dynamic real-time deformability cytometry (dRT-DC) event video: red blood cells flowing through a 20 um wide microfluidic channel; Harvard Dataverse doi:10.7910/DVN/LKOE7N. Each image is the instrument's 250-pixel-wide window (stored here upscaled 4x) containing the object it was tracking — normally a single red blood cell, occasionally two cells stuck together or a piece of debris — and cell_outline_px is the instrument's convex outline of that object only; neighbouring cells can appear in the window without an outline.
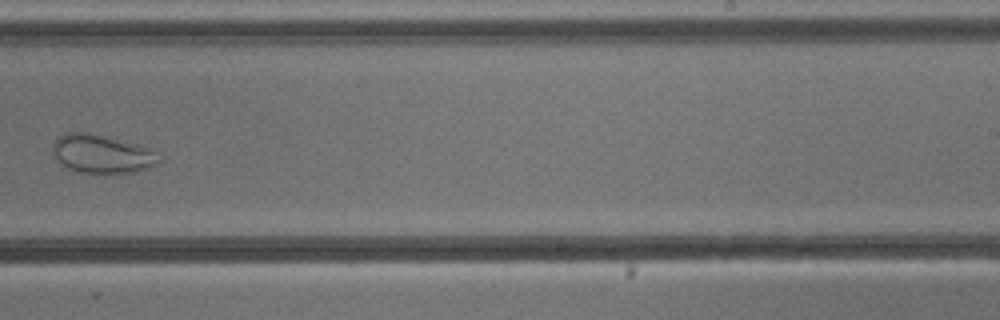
{"species": "common noctule bat (a hibernating species)", "species_latin": "Nyctalus noctula", "temperature_condition": "cold", "stored_images_in_passage": 10, "camera_frame_rate_fps": 3000, "um_per_image_px": 0.085, "animal": {"sex": "male", "body_mass_g": 13.3}, "frame": {"image": 1, "passage_image": 9, "time_ms": 10.333, "image_size_px": [1000, 320], "cell_outline_px": [[160, 160], [156, 164], [132, 172], [72, 172], [64, 168], [60, 164], [52, 152], [52, 144], [56, 136], [64, 132], [88, 132], [136, 144], [144, 148]], "centroid_in_image_um": [8.47, 13.07], "position_along_channel_um": 280.5, "area_um2": 23.35}}